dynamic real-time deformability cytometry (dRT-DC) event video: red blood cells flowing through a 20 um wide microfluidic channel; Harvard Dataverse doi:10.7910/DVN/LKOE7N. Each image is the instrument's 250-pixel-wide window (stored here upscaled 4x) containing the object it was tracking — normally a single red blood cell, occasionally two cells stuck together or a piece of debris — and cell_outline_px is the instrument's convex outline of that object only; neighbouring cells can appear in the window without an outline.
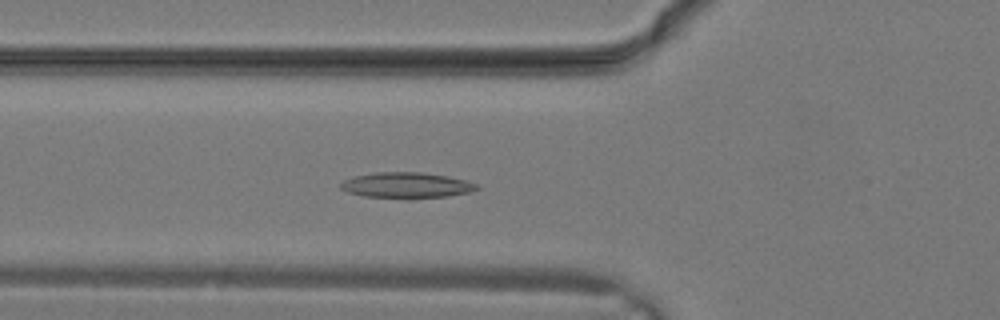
{"species": "common noctule bat (a hibernating species)", "species_latin": "Nyctalus noctula", "temperature_condition": "warm", "stored_images_in_passage": 24, "camera_frame_rate_fps": 3000, "um_per_image_px": 0.085, "animal": {"sex": "male", "body_mass_g": 19.2, "forearm_length_mm": 51.8}, "frame": {"image": 1, "passage_image": 5, "time_ms": 1.333, "image_size_px": [1000, 320], "cell_outline_px": [[480, 188], [468, 192], [448, 196], [408, 200], [364, 196], [348, 192], [340, 188], [340, 184], [344, 180], [356, 176], [376, 172], [420, 172], [444, 176], [464, 180], [476, 184]], "centroid_in_image_um": [34.52, 15.77], "position_along_channel_um": 91.3, "area_um2": 20.52}}
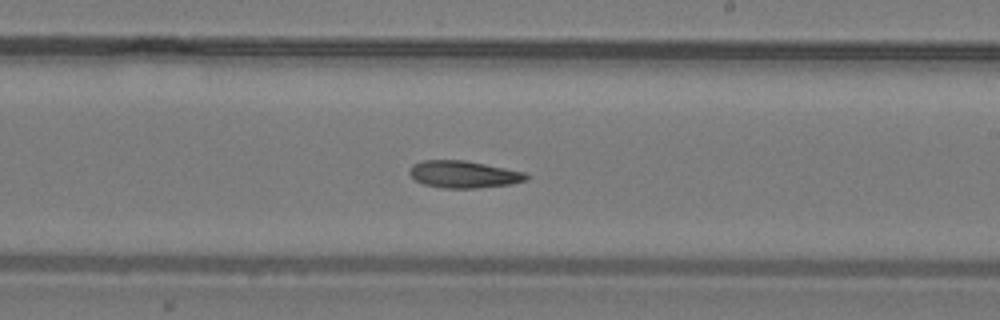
{"frame": {"image": 2, "passage_image": 12, "time_ms": 3.667, "image_size_px": [1000, 320], "cell_outline_px": [[528, 180], [512, 184], [476, 188], [444, 188], [424, 184], [416, 180], [408, 172], [412, 164], [424, 160], [464, 160], [524, 172], [528, 176]], "centroid_in_image_um": [39.4, 14.82], "position_along_channel_um": 249.6, "area_um2": 18.32}}
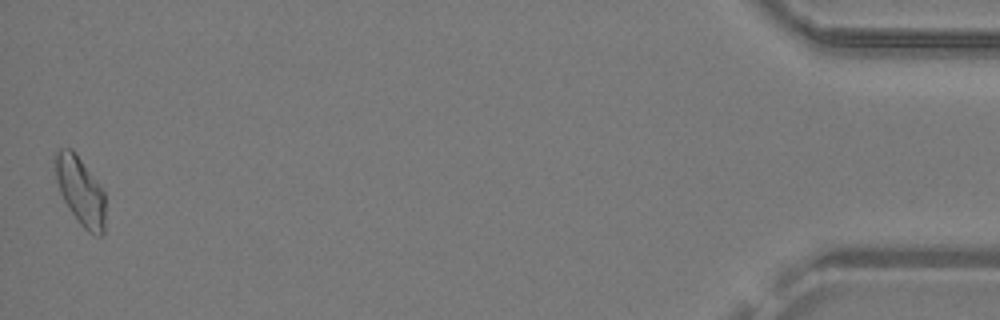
{"frame": {"image": 3, "passage_image": 24, "time_ms": 7.667, "image_size_px": [1000, 320], "cell_outline_px": [[104, 232], [100, 236], [96, 236], [88, 232], [80, 224], [68, 208], [60, 192], [56, 180], [56, 152], [60, 148], [72, 148], [76, 152], [104, 188]], "centroid_in_image_um": [6.86, 16.22], "position_along_channel_um": 428.3, "area_um2": 20.06}}